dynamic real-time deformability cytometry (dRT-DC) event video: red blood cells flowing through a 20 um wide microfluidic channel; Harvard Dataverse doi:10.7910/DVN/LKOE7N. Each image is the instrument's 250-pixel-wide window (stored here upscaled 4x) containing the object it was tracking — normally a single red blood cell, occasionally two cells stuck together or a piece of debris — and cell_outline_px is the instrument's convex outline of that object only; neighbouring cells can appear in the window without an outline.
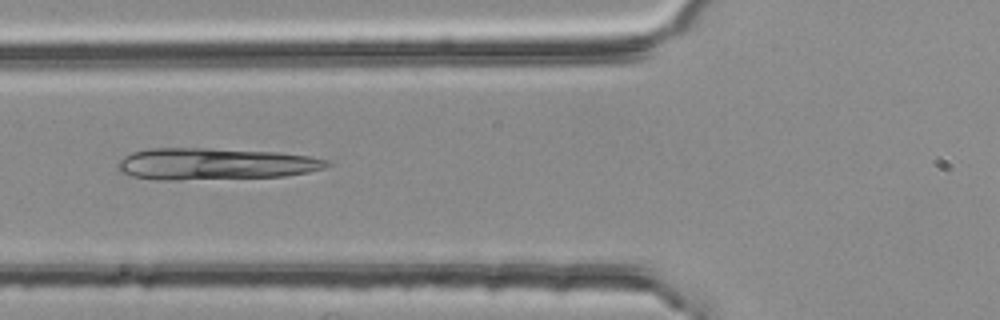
{"species": "common noctule bat (a hibernating species)", "species_latin": "Nyctalus noctula", "temperature_condition": "room temperature", "stored_images_in_passage": 4, "camera_frame_rate_fps": 3000, "um_per_image_px": 0.085, "animal": {"sex": "female", "body_mass_g": 25.1}, "frame": {"image": 1, "passage_image": 4, "time_ms": 1.0, "image_size_px": [1000, 320], "cell_outline_px": [[332, 164], [324, 168], [308, 172], [284, 176], [176, 180], [156, 180], [132, 176], [120, 172], [116, 168], [116, 164], [124, 156], [132, 152], [148, 148], [208, 148], [276, 152], [312, 156], [328, 160]], "centroid_in_image_um": [18.24, 13.93], "position_along_channel_um": 107.6, "area_um2": 38.84}}